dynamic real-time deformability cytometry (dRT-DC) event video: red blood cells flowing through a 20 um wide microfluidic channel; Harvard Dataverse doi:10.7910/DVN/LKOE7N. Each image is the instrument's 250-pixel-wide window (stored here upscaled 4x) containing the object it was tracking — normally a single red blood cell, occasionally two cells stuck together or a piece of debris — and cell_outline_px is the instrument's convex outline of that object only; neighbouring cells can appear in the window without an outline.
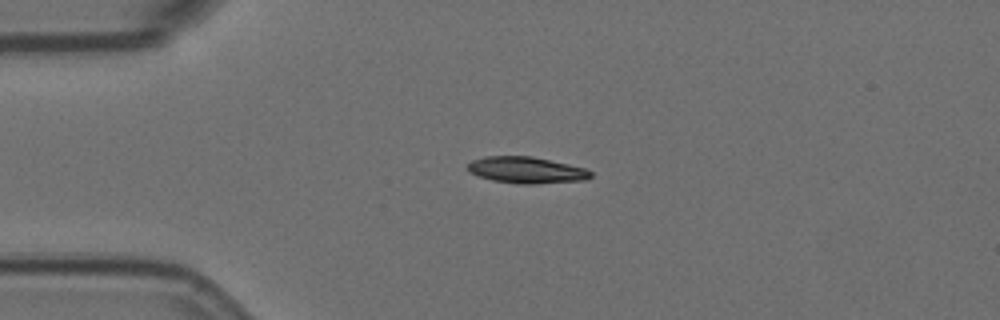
{"species": "Egyptian fruit bat (a non-hibernating species)", "species_latin": "Rousettus aegyptiacus", "temperature_condition": "room temperature", "stored_images_in_passage": 4, "camera_frame_rate_fps": 3000, "um_per_image_px": 0.085, "animal": {"sex": "female"}, "frame": {"image": 1, "passage_image": 3, "time_ms": 0.667, "image_size_px": [1000, 320], "cell_outline_px": [[592, 176], [588, 180], [536, 184], [516, 184], [492, 180], [468, 172], [468, 164], [472, 160], [484, 156], [532, 156], [568, 164], [584, 168], [592, 172]], "centroid_in_image_um": [44.75, 14.46], "position_along_channel_um": 40.2, "area_um2": 19.07}}